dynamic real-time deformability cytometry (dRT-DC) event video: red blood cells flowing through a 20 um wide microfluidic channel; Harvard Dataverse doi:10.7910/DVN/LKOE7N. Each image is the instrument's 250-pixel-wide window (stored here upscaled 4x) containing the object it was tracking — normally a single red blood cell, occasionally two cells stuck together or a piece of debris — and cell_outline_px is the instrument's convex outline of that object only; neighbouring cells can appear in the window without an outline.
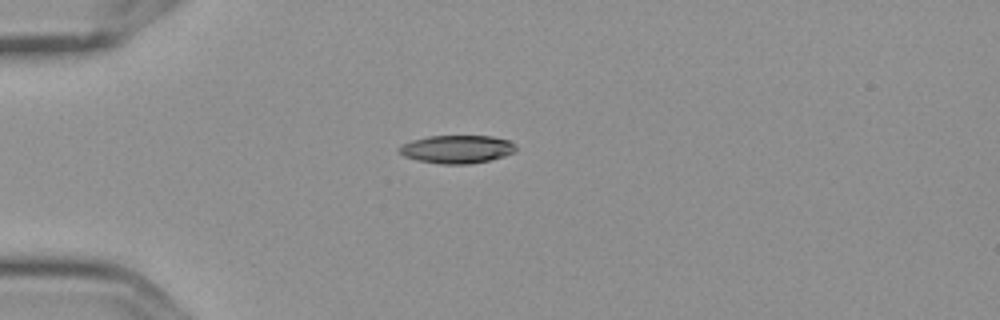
{"species": "Egyptian fruit bat (a non-hibernating species)", "species_latin": "Rousettus aegyptiacus", "temperature_condition": "cold", "stored_images_in_passage": 12, "camera_frame_rate_fps": 3000, "um_per_image_px": 0.085, "frame": {"image": 1, "passage_image": 1, "time_ms": 0.0, "image_size_px": [1000, 320], "cell_outline_px": [[516, 152], [504, 156], [488, 160], [468, 164], [440, 164], [416, 160], [404, 156], [400, 152], [400, 148], [404, 144], [412, 140], [428, 136], [492, 136], [508, 140], [516, 144]], "centroid_in_image_um": [38.88, 12.68], "position_along_channel_um": 46.1, "area_um2": 19.02}}
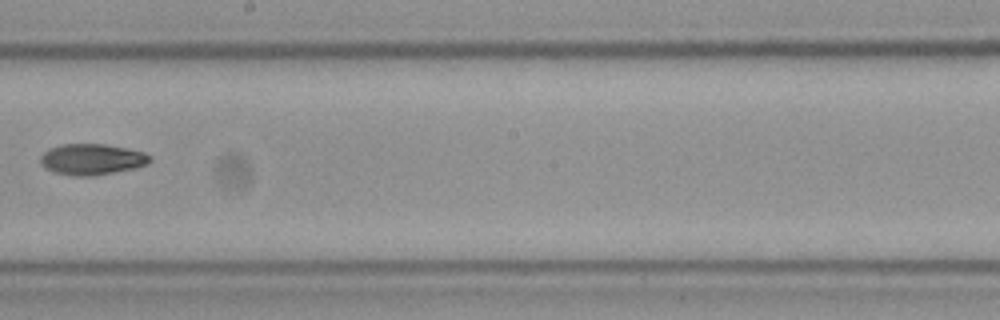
{"frame": {"image": 2, "passage_image": 6, "time_ms": 1.667, "image_size_px": [1000, 320], "cell_outline_px": [[152, 160], [148, 164], [136, 168], [92, 176], [76, 176], [56, 172], [48, 168], [40, 160], [40, 156], [48, 148], [64, 144], [104, 144], [128, 148], [144, 152], [152, 156]], "centroid_in_image_um": [7.88, 13.53], "position_along_channel_um": 240.3, "area_um2": 19.71}}
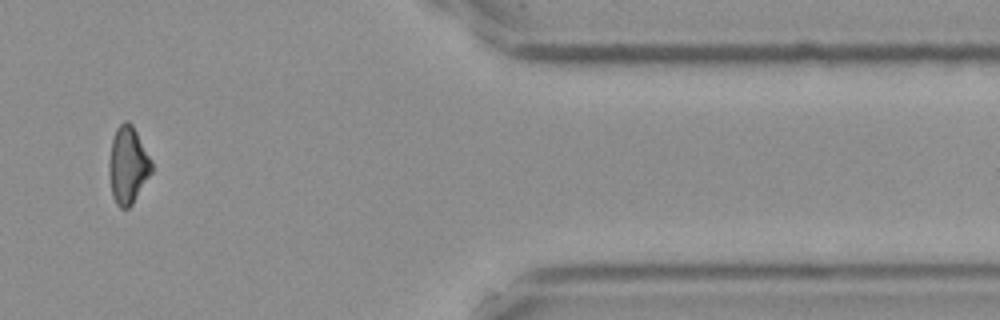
{"frame": {"image": 3, "passage_image": 10, "time_ms": 3.0, "image_size_px": [1000, 320], "cell_outline_px": [[152, 172], [132, 204], [128, 208], [120, 208], [116, 204], [112, 196], [108, 164], [112, 140], [116, 128], [124, 120], [128, 120], [132, 124], [152, 160]], "centroid_in_image_um": [10.87, 14.03], "position_along_channel_um": 400.5, "area_um2": 19.13}}